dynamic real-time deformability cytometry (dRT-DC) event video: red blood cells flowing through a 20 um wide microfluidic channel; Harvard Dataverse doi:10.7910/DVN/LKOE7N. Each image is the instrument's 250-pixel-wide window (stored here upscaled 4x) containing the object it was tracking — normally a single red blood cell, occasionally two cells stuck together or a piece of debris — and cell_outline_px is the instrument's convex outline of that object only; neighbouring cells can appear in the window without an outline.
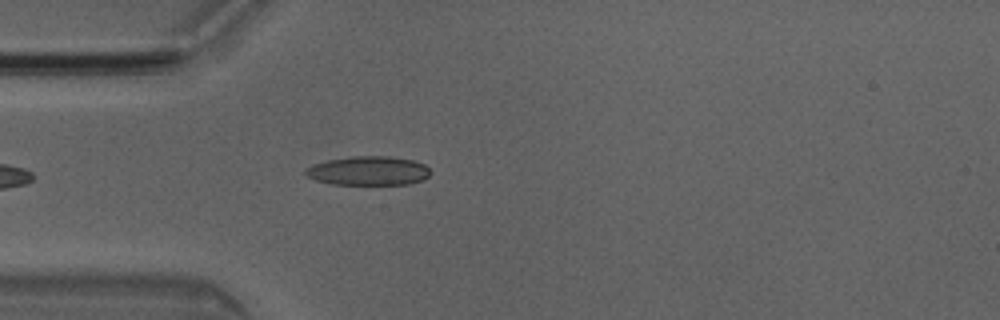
{"species": "Egyptian fruit bat (a non-hibernating species)", "species_latin": "Rousettus aegyptiacus", "temperature_condition": "room temperature", "stored_images_in_passage": 4, "camera_frame_rate_fps": 3000, "um_per_image_px": 0.085, "animal": {"sex": "male"}, "frame": {"image": 1, "passage_image": 4, "time_ms": 1.0, "image_size_px": [1000, 320], "cell_outline_px": [[432, 172], [424, 180], [408, 184], [332, 184], [316, 180], [308, 176], [304, 172], [304, 168], [312, 164], [328, 160], [352, 156], [388, 156], [412, 160], [424, 164]], "centroid_in_image_um": [31.31, 14.51], "position_along_channel_um": 53.7, "area_um2": 21.15}}